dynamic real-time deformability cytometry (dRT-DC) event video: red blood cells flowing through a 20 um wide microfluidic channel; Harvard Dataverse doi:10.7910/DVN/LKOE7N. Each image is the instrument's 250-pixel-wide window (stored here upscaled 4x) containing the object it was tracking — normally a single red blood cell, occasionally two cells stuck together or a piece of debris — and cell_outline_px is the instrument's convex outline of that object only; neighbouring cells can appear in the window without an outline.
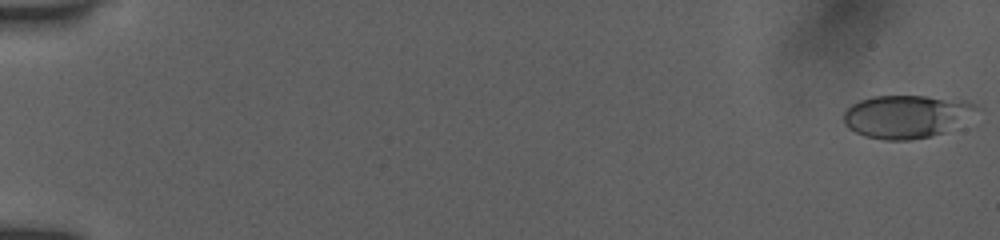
{"species": "human", "species_latin": "Homo sapiens", "temperature_condition": "room temperature", "stored_images_in_passage": 11, "camera_frame_rate_fps": 3000, "um_per_image_px": 0.085, "donor": {"sex": "female"}, "frame": {"image": 1, "passage_image": 1, "time_ms": 0.0, "image_size_px": [1000, 240], "cell_outline_px": [[980, 108], [944, 132], [928, 136], [908, 140], [884, 140], [864, 136], [848, 128], [844, 124], [844, 112], [852, 104], [860, 100], [872, 96], [924, 96], [968, 100], [976, 104]], "centroid_in_image_um": [77.0, 9.88], "position_along_channel_um": 8.0, "area_um2": 32.95}}
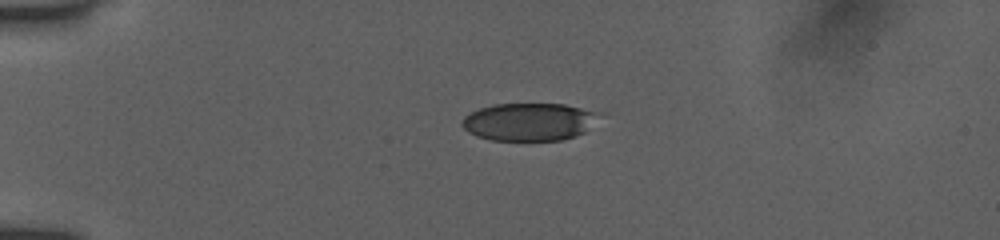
{"frame": {"image": 2, "passage_image": 7, "time_ms": 2.0, "image_size_px": [1000, 240], "cell_outline_px": [[592, 112], [584, 132], [576, 136], [560, 140], [492, 140], [476, 136], [468, 132], [460, 124], [464, 116], [480, 108], [492, 104], [564, 104], [580, 108]], "centroid_in_image_um": [44.78, 10.36], "position_along_channel_um": 40.2, "area_um2": 29.13}}
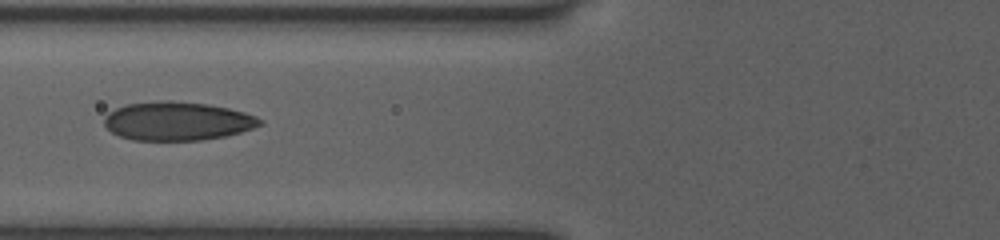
{"frame": {"image": 3, "passage_image": 10, "time_ms": 3.0, "image_size_px": [1000, 240], "cell_outline_px": [[264, 124], [240, 132], [224, 136], [200, 140], [132, 140], [120, 136], [112, 132], [104, 124], [104, 116], [108, 112], [116, 108], [128, 104], [168, 100], [208, 104], [228, 108], [244, 112], [256, 116], [264, 120]], "centroid_in_image_um": [15.08, 10.29], "position_along_channel_um": 110.7, "area_um2": 34.97}}